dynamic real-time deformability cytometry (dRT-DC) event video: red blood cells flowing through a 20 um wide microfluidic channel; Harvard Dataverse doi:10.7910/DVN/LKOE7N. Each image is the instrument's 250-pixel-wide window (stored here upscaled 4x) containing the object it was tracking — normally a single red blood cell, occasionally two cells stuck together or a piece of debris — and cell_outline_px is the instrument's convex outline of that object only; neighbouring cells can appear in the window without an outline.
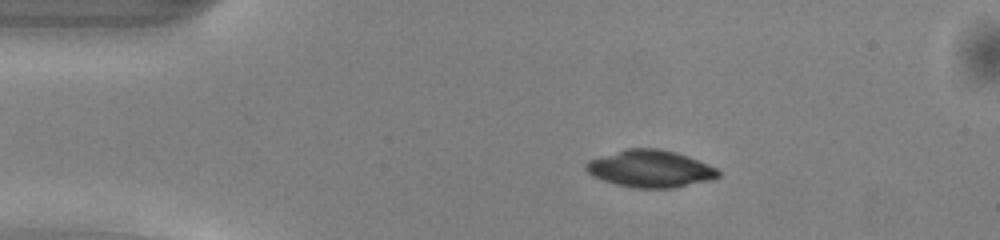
{"species": "common noctule bat (a hibernating species)", "species_latin": "Nyctalus noctula", "temperature_condition": "warm", "stored_images_in_passage": 48, "camera_frame_rate_fps": 3000, "um_per_image_px": 0.085, "animal": {"sex": "male", "body_mass_g": 13.0, "forearm_length_mm": 53.1}, "frame": {"image": 1, "passage_image": 8, "time_ms": 2.333, "image_size_px": [1000, 240], "cell_outline_px": [[720, 176], [712, 180], [672, 188], [632, 188], [616, 184], [592, 176], [584, 168], [584, 164], [588, 160], [600, 156], [628, 148], [656, 148], [676, 152], [688, 156], [708, 164], [716, 168], [720, 172]], "centroid_in_image_um": [55.27, 14.34], "position_along_channel_um": 29.7, "area_um2": 28.73}}
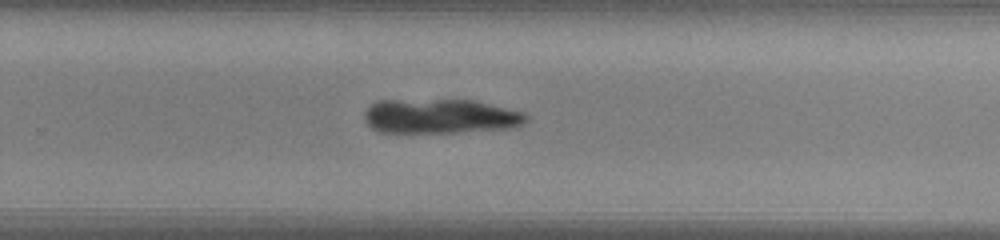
{"frame": {"image": 2, "passage_image": 31, "time_ms": 10.0, "image_size_px": [1000, 240], "cell_outline_px": [[528, 120], [524, 124], [508, 128], [456, 132], [380, 132], [372, 128], [364, 120], [364, 112], [376, 100], [472, 100], [524, 112], [528, 116]], "centroid_in_image_um": [37.41, 9.88], "position_along_channel_um": 292.4, "area_um2": 32.43}}
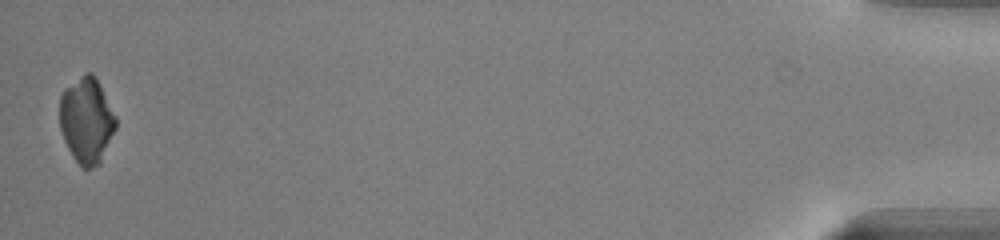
{"frame": {"image": 3, "passage_image": 48, "time_ms": 15.667, "image_size_px": [1000, 240], "cell_outline_px": [[116, 128], [100, 164], [92, 168], [84, 168], [72, 156], [64, 140], [60, 128], [60, 96], [64, 88], [84, 72], [92, 72], [96, 76], [116, 116]], "centroid_in_image_um": [7.36, 10.2], "position_along_channel_um": 427.8, "area_um2": 28.26}}